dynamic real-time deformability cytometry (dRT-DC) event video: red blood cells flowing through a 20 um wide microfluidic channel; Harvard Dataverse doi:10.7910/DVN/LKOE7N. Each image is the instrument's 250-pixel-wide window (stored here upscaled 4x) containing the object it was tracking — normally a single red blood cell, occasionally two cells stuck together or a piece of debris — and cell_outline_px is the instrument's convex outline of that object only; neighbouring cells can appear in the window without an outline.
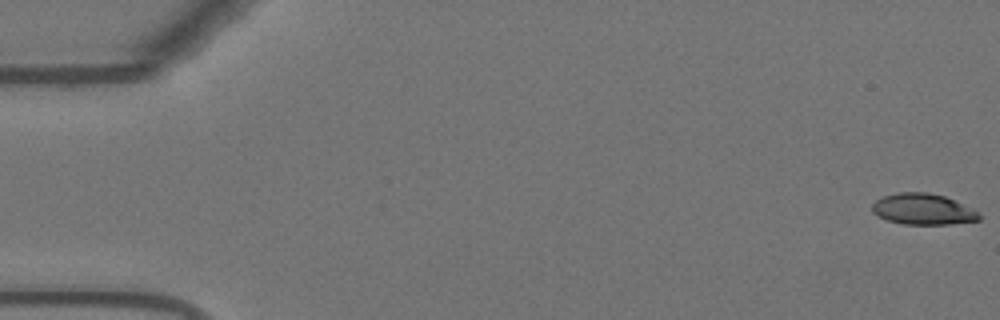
{"species": "Egyptian fruit bat (a non-hibernating species)", "species_latin": "Rousettus aegyptiacus", "temperature_condition": "warm", "stored_images_in_passage": 56, "camera_frame_rate_fps": 3000, "um_per_image_px": 0.085, "animal": {"sex": "female"}, "frame": {"image": 1, "passage_image": 1, "time_ms": 0.0, "image_size_px": [1000, 320], "cell_outline_px": [[980, 220], [952, 224], [904, 224], [888, 220], [872, 212], [872, 204], [876, 200], [884, 196], [896, 192], [928, 192], [944, 196], [972, 208], [980, 216]], "centroid_in_image_um": [78.44, 17.77], "position_along_channel_um": 6.6, "area_um2": 19.19}}
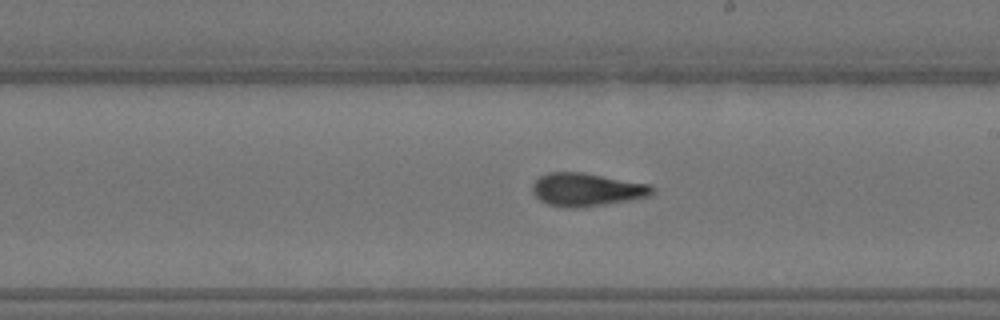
{"frame": {"image": 2, "passage_image": 32, "time_ms": 10.333, "image_size_px": [1000, 320], "cell_outline_px": [[656, 188], [648, 196], [628, 200], [604, 204], [576, 208], [568, 208], [548, 204], [540, 200], [532, 192], [532, 184], [540, 176], [548, 172], [584, 172], [652, 184]], "centroid_in_image_um": [49.87, 16.1], "position_along_channel_um": 239.1, "area_um2": 23.18}}
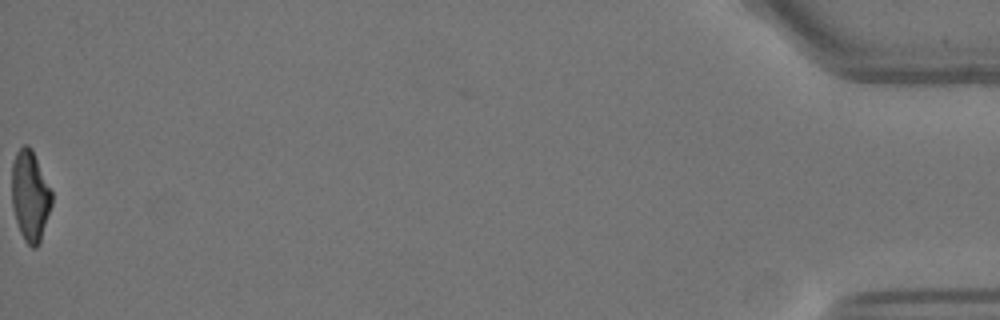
{"frame": {"image": 3, "passage_image": 56, "time_ms": 18.333, "image_size_px": [1000, 320], "cell_outline_px": [[52, 204], [40, 244], [36, 248], [32, 248], [24, 240], [20, 232], [12, 208], [12, 164], [16, 152], [24, 144], [28, 144], [32, 148], [52, 192]], "centroid_in_image_um": [2.56, 16.66], "position_along_channel_um": 432.6, "area_um2": 21.27}, "authors_computed_cell_mechanics": {"area_um2": 22.0796, "velocity_mm_per_s": 3.6923, "shape_relaxation_time_tau1_ms": null, "shape_relaxation_time_tau2_ms": 1.4664, "deformation_change_tau1": null, "deformation_change_tau2": 0.0957}}